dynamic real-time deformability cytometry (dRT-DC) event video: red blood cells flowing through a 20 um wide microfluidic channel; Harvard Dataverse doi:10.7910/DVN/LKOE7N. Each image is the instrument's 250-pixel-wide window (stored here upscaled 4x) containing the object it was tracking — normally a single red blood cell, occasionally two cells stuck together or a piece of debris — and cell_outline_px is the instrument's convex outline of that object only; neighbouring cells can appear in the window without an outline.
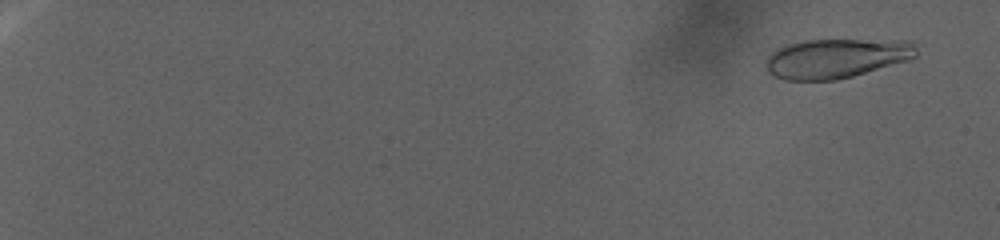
{"species": "human", "species_latin": "Homo sapiens", "temperature_condition": "warm", "stored_images_in_passage": 120, "camera_frame_rate_fps": 3000, "um_per_image_px": 0.085, "donor": {"sex": "female"}, "frame": {"image": 1, "passage_image": 8, "time_ms": 2.333, "image_size_px": [1000, 240], "cell_outline_px": [[916, 56], [908, 60], [852, 76], [836, 80], [784, 80], [768, 72], [768, 56], [776, 48], [788, 44], [804, 40], [908, 40], [916, 48]], "centroid_in_image_um": [71.08, 4.95], "position_along_channel_um": 13.9, "area_um2": 34.28}}
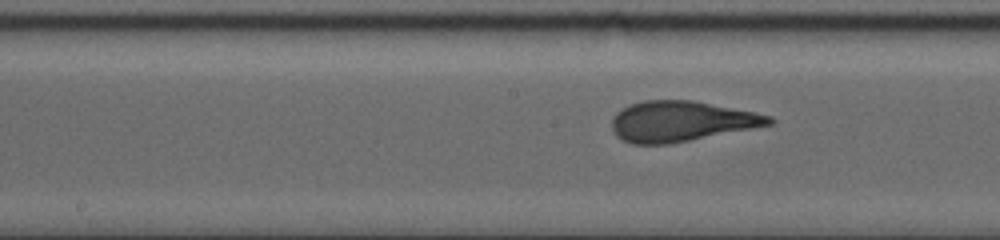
{"frame": {"image": 2, "passage_image": 72, "time_ms": 23.667, "image_size_px": [1000, 240], "cell_outline_px": [[776, 120], [772, 124], [752, 128], [668, 144], [632, 144], [616, 136], [612, 132], [612, 116], [620, 108], [628, 104], [644, 100], [692, 100], [756, 112], [772, 116]], "centroid_in_image_um": [57.86, 10.3], "position_along_channel_um": 190.3, "area_um2": 37.11}}
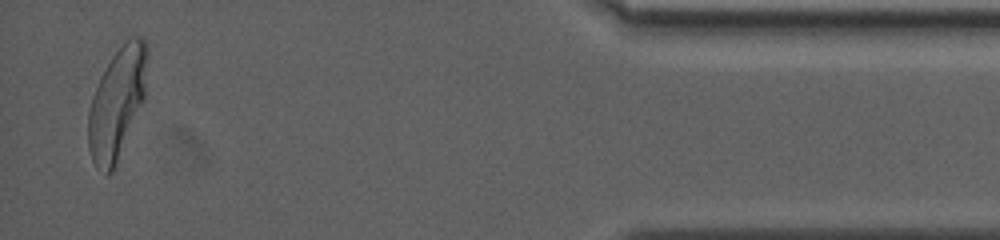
{"frame": {"image": 3, "passage_image": 117, "time_ms": 38.667, "image_size_px": [1000, 240], "cell_outline_px": [[148, 52], [144, 100], [116, 164], [112, 172], [108, 176], [104, 176], [92, 160], [88, 148], [88, 112], [92, 96], [100, 76], [112, 56], [132, 36], [140, 36], [148, 44]], "centroid_in_image_um": [9.94, 8.79], "position_along_channel_um": 425.3, "area_um2": 38.15}}